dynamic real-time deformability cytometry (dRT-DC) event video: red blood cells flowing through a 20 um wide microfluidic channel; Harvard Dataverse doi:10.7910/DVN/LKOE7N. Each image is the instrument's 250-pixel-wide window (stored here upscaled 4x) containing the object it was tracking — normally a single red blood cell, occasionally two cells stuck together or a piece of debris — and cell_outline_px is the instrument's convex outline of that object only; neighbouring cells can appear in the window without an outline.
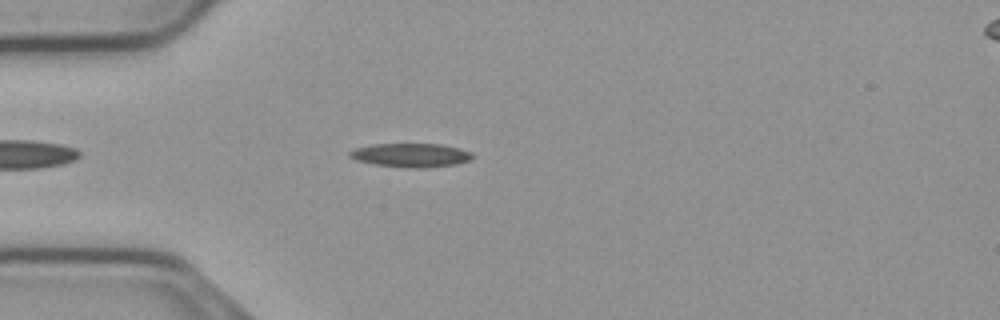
{"species": "common noctule bat (a hibernating species)", "species_latin": "Nyctalus noctula", "temperature_condition": "cold", "stored_images_in_passage": 46, "camera_frame_rate_fps": 3000, "um_per_image_px": 0.085, "animal": {"sex": "male", "body_mass_g": 23.1, "forearm_length_mm": 52.7}, "frame": {"image": 1, "passage_image": 6, "time_ms": 1.667, "image_size_px": [1000, 320], "cell_outline_px": [[472, 156], [468, 160], [456, 164], [428, 168], [404, 168], [376, 164], [356, 160], [348, 156], [348, 152], [356, 148], [376, 144], [440, 144], [460, 148], [472, 152]], "centroid_in_image_um": [34.93, 13.19], "position_along_channel_um": 50.1, "area_um2": 16.99}}
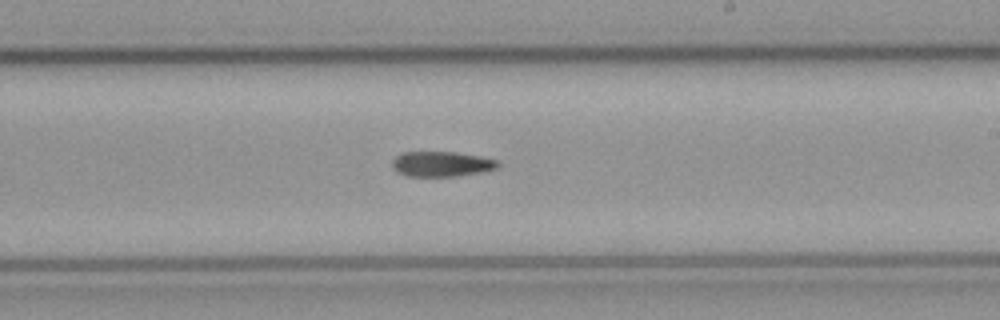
{"frame": {"image": 2, "passage_image": 23, "time_ms": 7.333, "image_size_px": [1000, 320], "cell_outline_px": [[500, 164], [496, 168], [480, 172], [456, 176], [408, 176], [396, 172], [392, 168], [392, 160], [396, 156], [404, 152], [456, 152], [480, 156], [496, 160]], "centroid_in_image_um": [37.49, 13.94], "position_along_channel_um": 251.5, "area_um2": 15.43}}
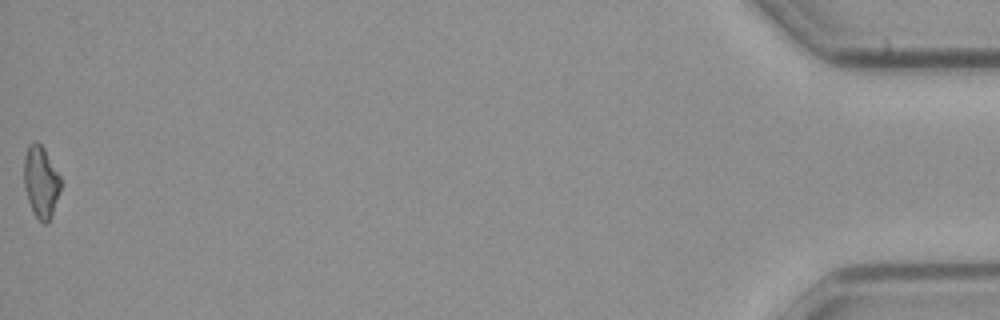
{"frame": {"image": 3, "passage_image": 46, "time_ms": 15.0, "image_size_px": [1000, 320], "cell_outline_px": [[60, 188], [52, 216], [48, 224], [44, 224], [32, 212], [24, 188], [24, 156], [28, 144], [32, 140], [36, 140], [44, 148], [60, 176]], "centroid_in_image_um": [3.46, 15.44], "position_along_channel_um": 431.7, "area_um2": 15.43}}